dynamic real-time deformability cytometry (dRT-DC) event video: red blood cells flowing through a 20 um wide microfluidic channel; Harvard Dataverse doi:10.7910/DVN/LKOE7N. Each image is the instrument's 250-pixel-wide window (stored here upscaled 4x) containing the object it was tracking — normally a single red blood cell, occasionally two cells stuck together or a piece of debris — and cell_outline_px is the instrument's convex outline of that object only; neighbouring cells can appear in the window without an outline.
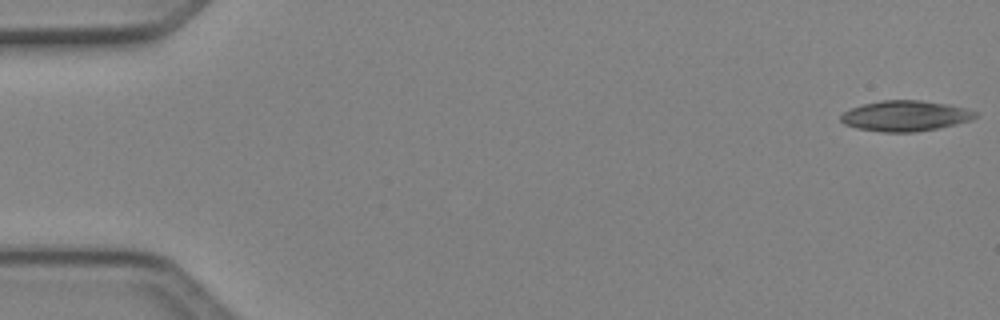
{"species": "Egyptian fruit bat (a non-hibernating species)", "species_latin": "Rousettus aegyptiacus", "temperature_condition": "cold", "stored_images_in_passage": 5, "camera_frame_rate_fps": 3000, "um_per_image_px": 0.085, "animal": {"sex": "female"}, "frame": {"image": 1, "passage_image": 1, "time_ms": 0.0, "image_size_px": [1000, 320], "cell_outline_px": [[976, 116], [968, 120], [936, 128], [916, 132], [884, 132], [856, 128], [844, 124], [840, 120], [840, 116], [844, 112], [852, 108], [864, 104], [884, 100], [920, 100], [948, 104], [964, 108], [976, 112]], "centroid_in_image_um": [76.89, 9.85], "position_along_channel_um": 8.1, "area_um2": 23.52}}
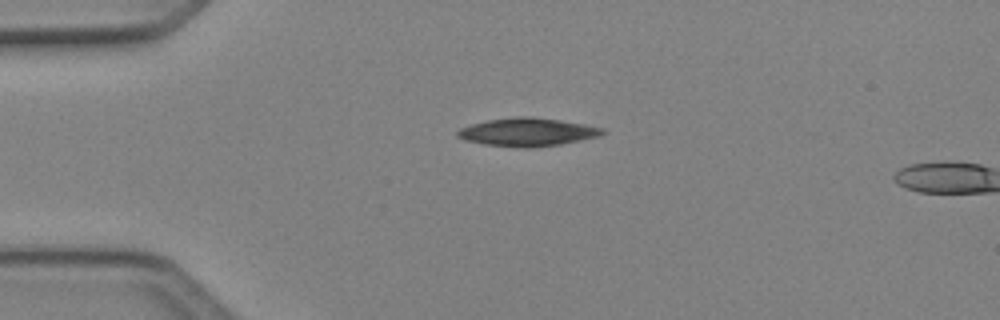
{"frame": {"image": 2, "passage_image": 4, "time_ms": 1.0, "image_size_px": [1000, 320], "cell_outline_px": [[608, 132], [600, 136], [560, 144], [532, 148], [524, 148], [484, 144], [464, 140], [456, 136], [456, 132], [460, 128], [472, 124], [488, 120], [516, 116], [532, 116], [560, 120], [584, 124], [604, 128]], "centroid_in_image_um": [44.85, 11.22], "position_along_channel_um": 40.2, "area_um2": 23.93}}